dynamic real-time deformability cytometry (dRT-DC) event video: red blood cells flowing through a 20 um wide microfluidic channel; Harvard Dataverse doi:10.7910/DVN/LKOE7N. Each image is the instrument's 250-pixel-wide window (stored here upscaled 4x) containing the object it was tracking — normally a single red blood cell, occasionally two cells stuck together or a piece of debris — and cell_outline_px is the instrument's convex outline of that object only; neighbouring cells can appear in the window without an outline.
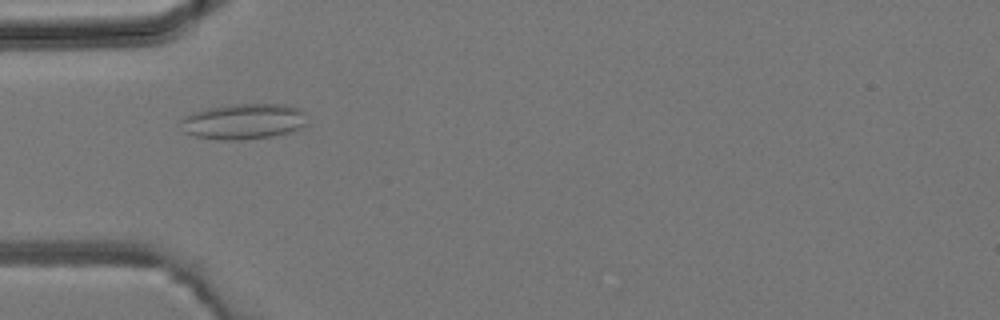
{"species": "common noctule bat (a hibernating species)", "species_latin": "Nyctalus noctula", "temperature_condition": "room temperature", "stored_images_in_passage": 35, "camera_frame_rate_fps": 3000, "um_per_image_px": 0.085, "animal": {"sex": "male", "body_mass_g": 19.2, "forearm_length_mm": 51.8}, "frame": {"image": 1, "passage_image": 13, "time_ms": 4.0, "image_size_px": [1000, 320], "cell_outline_px": [[308, 124], [300, 128], [288, 132], [272, 136], [236, 140], [220, 140], [196, 136], [184, 132], [180, 120], [184, 116], [192, 112], [208, 108], [236, 104], [288, 104], [300, 108], [304, 112]], "centroid_in_image_um": [20.73, 10.31], "position_along_channel_um": 64.3, "area_um2": 26.3}}
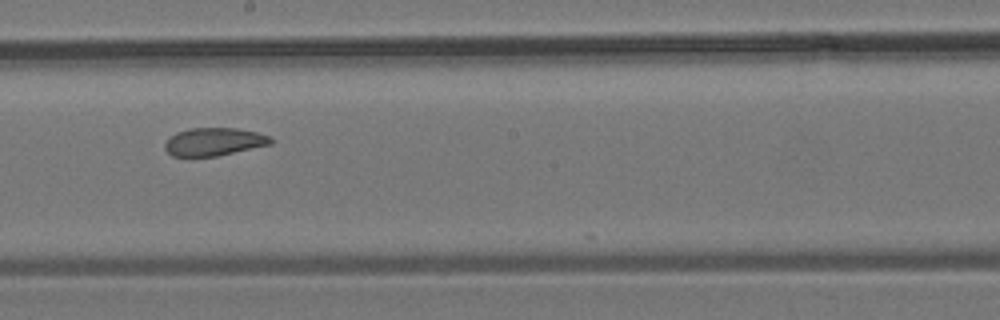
{"frame": {"image": 2, "passage_image": 24, "time_ms": 7.667, "image_size_px": [1000, 320], "cell_outline_px": [[272, 144], [216, 156], [172, 156], [164, 148], [164, 144], [176, 132], [188, 128], [236, 128], [256, 132], [268, 136], [272, 140]], "centroid_in_image_um": [18.17, 12.04], "position_along_channel_um": 230.0, "area_um2": 17.05}}
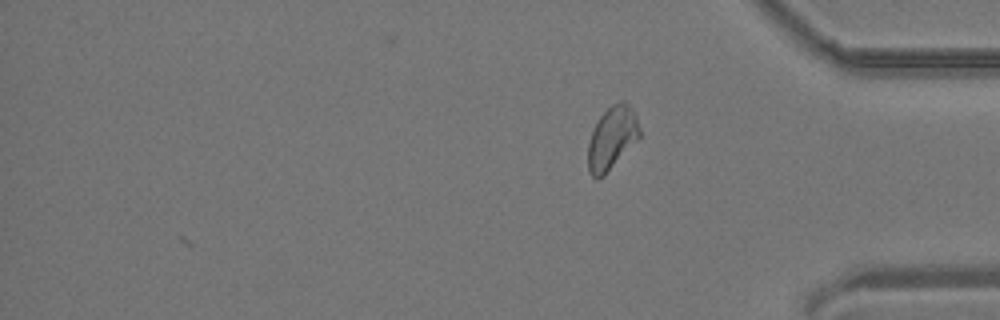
{"frame": {"image": 3, "passage_image": 35, "time_ms": 11.333, "image_size_px": [1000, 320], "cell_outline_px": [[640, 136], [604, 176], [596, 180], [588, 172], [588, 144], [592, 132], [600, 116], [612, 104], [620, 100], [624, 100], [636, 112], [640, 128]], "centroid_in_image_um": [52.02, 11.72], "position_along_channel_um": 383.2, "area_um2": 18.9}}